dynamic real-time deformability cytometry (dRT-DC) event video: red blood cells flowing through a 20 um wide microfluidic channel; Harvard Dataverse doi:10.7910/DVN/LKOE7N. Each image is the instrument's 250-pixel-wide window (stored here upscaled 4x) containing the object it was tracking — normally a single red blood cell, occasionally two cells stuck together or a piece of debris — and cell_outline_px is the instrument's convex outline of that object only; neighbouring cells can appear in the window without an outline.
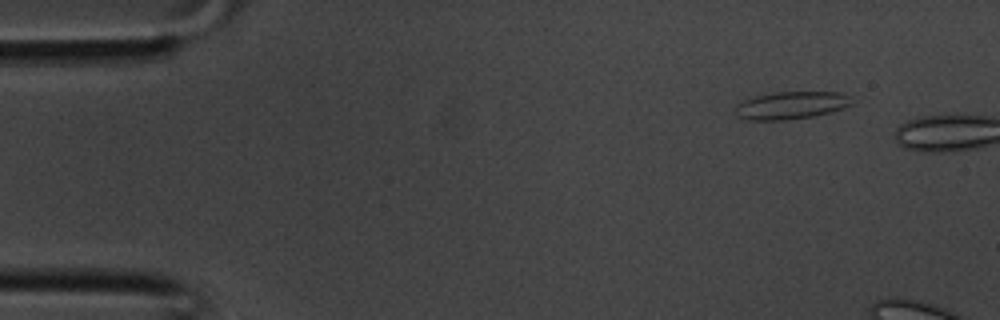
{"species": "common noctule bat (a hibernating species)", "species_latin": "Nyctalus noctula", "temperature_condition": "room temperature", "stored_images_in_passage": 2, "camera_frame_rate_fps": 3000, "um_per_image_px": 0.085, "animal": {"sex": "male", "body_mass_g": 20.1, "forearm_length_mm": 53.5}, "frame": {"image": 1, "passage_image": 1, "time_ms": 0.0, "image_size_px": [1000, 320], "cell_outline_px": [[852, 104], [844, 108], [832, 112], [812, 116], [784, 120], [744, 120], [736, 116], [736, 104], [744, 100], [756, 96], [776, 92], [844, 92], [848, 96]], "centroid_in_image_um": [67.23, 8.96], "position_along_channel_um": 17.8, "area_um2": 18.73}}